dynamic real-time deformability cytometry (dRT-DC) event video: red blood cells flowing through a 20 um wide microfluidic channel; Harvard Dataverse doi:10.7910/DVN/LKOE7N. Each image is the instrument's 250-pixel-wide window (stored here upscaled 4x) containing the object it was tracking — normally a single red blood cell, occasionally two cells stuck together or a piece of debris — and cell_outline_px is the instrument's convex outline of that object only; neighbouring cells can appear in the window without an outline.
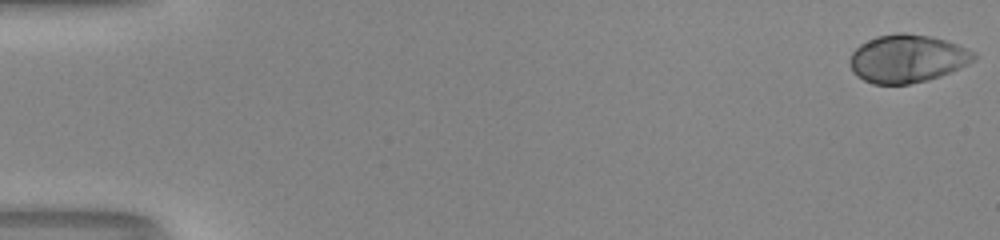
{"species": "human", "species_latin": "Homo sapiens", "temperature_condition": "room temperature", "stored_images_in_passage": 52, "camera_frame_rate_fps": 3000, "um_per_image_px": 0.085, "donor": {"sex": "male"}, "frame": {"image": 1, "passage_image": 1, "time_ms": 0.0, "image_size_px": [1000, 240], "cell_outline_px": [[976, 60], [968, 64], [940, 76], [928, 80], [908, 84], [872, 84], [856, 76], [848, 60], [852, 52], [860, 44], [876, 36], [900, 32], [904, 32], [928, 36], [944, 40], [968, 48], [976, 52]], "centroid_in_image_um": [77.11, 4.98], "position_along_channel_um": 7.9, "area_um2": 34.74}}
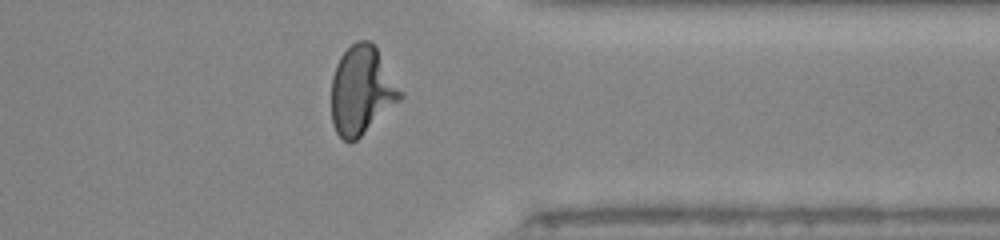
{"frame": {"image": 2, "passage_image": 42, "time_ms": 13.667, "image_size_px": [1000, 240], "cell_outline_px": [[404, 96], [356, 140], [348, 144], [336, 132], [332, 124], [332, 76], [336, 64], [340, 56], [356, 40], [368, 40], [376, 48], [404, 92]], "centroid_in_image_um": [30.74, 7.69], "position_along_channel_um": 380.7, "area_um2": 35.32}}
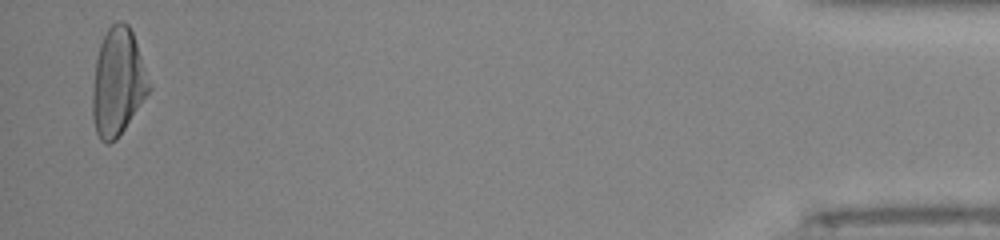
{"frame": {"image": 3, "passage_image": 51, "time_ms": 16.667, "image_size_px": [1000, 240], "cell_outline_px": [[152, 88], [116, 140], [108, 144], [100, 140], [96, 132], [92, 116], [92, 88], [96, 60], [100, 44], [108, 28], [112, 24], [120, 20], [124, 20], [128, 24], [132, 32], [152, 84]], "centroid_in_image_um": [10.02, 6.98], "position_along_channel_um": 425.2, "area_um2": 35.43}}